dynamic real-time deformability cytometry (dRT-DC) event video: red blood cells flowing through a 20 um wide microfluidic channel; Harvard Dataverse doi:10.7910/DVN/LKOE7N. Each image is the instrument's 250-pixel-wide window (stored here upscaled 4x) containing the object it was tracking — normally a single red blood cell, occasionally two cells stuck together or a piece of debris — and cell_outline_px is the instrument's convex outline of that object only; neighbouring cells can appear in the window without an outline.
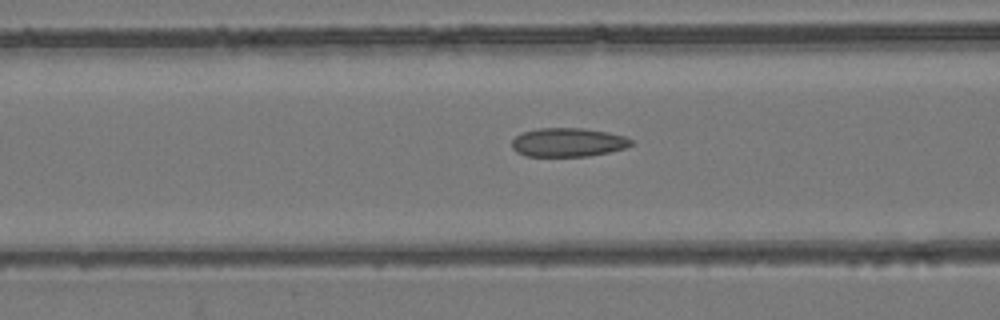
{"species": "common noctule bat (a hibernating species)", "species_latin": "Nyctalus noctula", "temperature_condition": "room temperature", "stored_images_in_passage": 26, "camera_frame_rate_fps": 3000, "um_per_image_px": 0.085, "animal": {"sex": "female", "body_mass_g": 24.6, "forearm_length_mm": 56.2}, "frame": {"image": 1, "passage_image": 15, "time_ms": 4.667, "image_size_px": [1000, 320], "cell_outline_px": [[632, 144], [624, 148], [608, 152], [588, 156], [524, 156], [516, 152], [512, 148], [512, 140], [516, 136], [524, 132], [536, 128], [584, 128], [608, 132], [624, 136], [632, 140]], "centroid_in_image_um": [48.25, 12.1], "position_along_channel_um": 118.3, "area_um2": 20.0}}
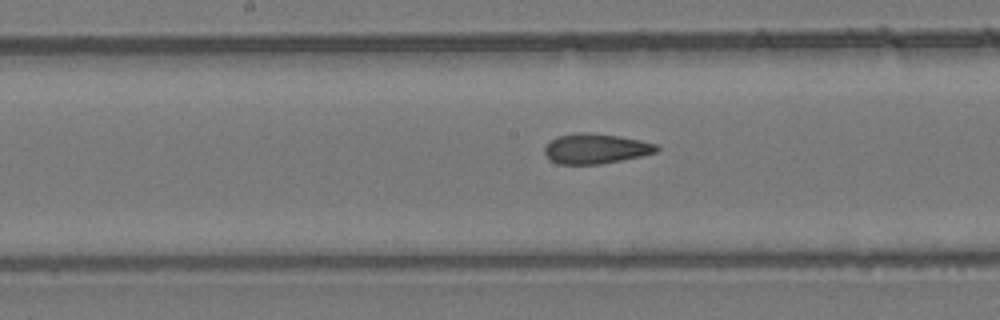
{"frame": {"image": 2, "passage_image": 21, "time_ms": 6.667, "image_size_px": [1000, 320], "cell_outline_px": [[660, 148], [656, 152], [640, 156], [600, 164], [556, 164], [548, 160], [544, 152], [544, 144], [556, 136], [576, 132], [588, 132], [620, 136], [640, 140], [656, 144]], "centroid_in_image_um": [50.56, 12.62], "position_along_channel_um": 197.6, "area_um2": 19.88}}
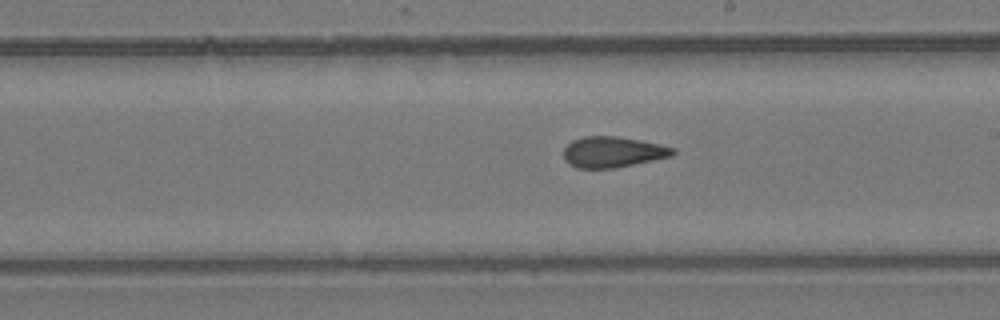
{"frame": {"image": 3, "passage_image": 24, "time_ms": 7.667, "image_size_px": [1000, 320], "cell_outline_px": [[676, 152], [672, 156], [612, 168], [576, 168], [564, 160], [564, 148], [572, 140], [584, 136], [616, 136], [640, 140], [660, 144], [676, 148]], "centroid_in_image_um": [52.08, 12.91], "position_along_channel_um": 236.9, "area_um2": 19.54}}